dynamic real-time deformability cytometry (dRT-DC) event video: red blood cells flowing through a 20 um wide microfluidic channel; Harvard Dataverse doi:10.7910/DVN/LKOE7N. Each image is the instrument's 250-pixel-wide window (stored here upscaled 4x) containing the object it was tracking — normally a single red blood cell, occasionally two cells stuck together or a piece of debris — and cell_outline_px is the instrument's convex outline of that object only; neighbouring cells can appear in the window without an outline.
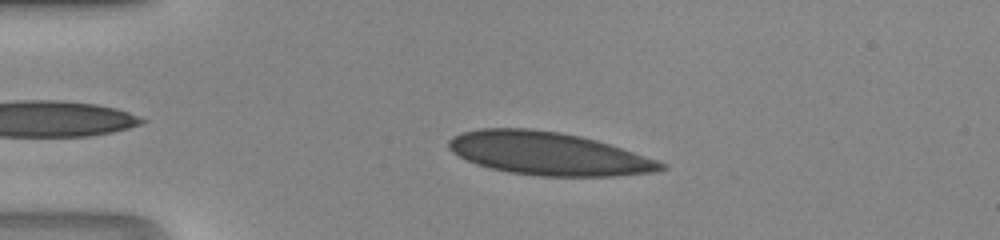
{"species": "human", "species_latin": "Homo sapiens", "temperature_condition": "room temperature", "stored_images_in_passage": 38, "camera_frame_rate_fps": 3000, "um_per_image_px": 0.085, "donor": {"sex": "male"}, "frame": {"image": 1, "passage_image": 7, "time_ms": 2.0, "image_size_px": [1000, 240], "cell_outline_px": [[668, 168], [656, 172], [616, 176], [540, 176], [508, 172], [476, 164], [452, 152], [448, 148], [448, 140], [452, 136], [460, 132], [480, 128], [532, 128], [560, 132], [580, 136], [596, 140], [668, 164]], "centroid_in_image_um": [46.58, 13.05], "position_along_channel_um": 38.4, "area_um2": 53.18}}
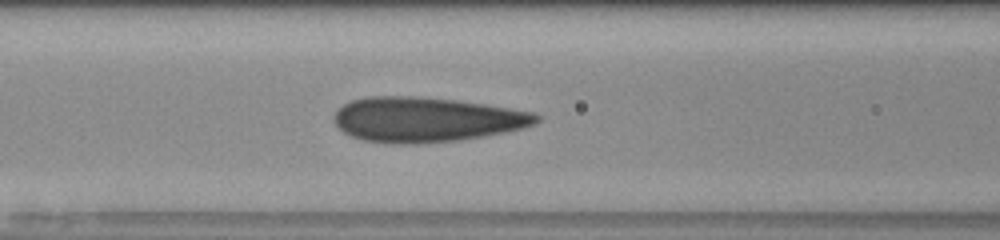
{"frame": {"image": 2, "passage_image": 16, "time_ms": 5.0, "image_size_px": [1000, 240], "cell_outline_px": [[544, 116], [536, 124], [524, 128], [484, 136], [460, 140], [416, 144], [396, 144], [364, 140], [352, 136], [344, 132], [332, 120], [332, 116], [344, 104], [352, 100], [364, 96], [412, 96], [456, 100], [484, 104], [536, 112]], "centroid_in_image_um": [36.27, 10.16], "position_along_channel_um": 130.3, "area_um2": 53.18}}
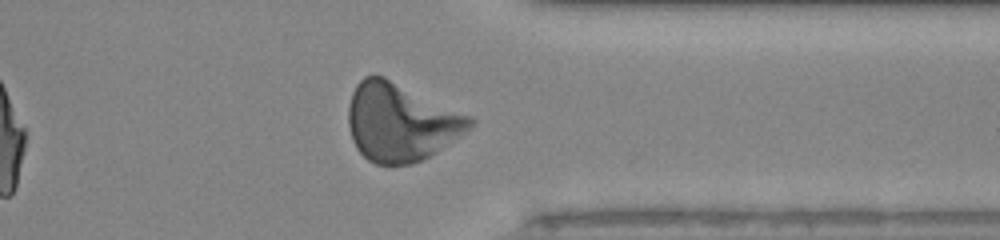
{"frame": {"image": 3, "passage_image": 33, "time_ms": 10.667, "image_size_px": [1000, 240], "cell_outline_px": [[476, 124], [460, 136], [436, 152], [412, 164], [376, 164], [368, 160], [356, 148], [352, 140], [348, 124], [348, 108], [352, 92], [356, 84], [364, 76], [384, 76], [472, 116], [476, 120]], "centroid_in_image_um": [34.07, 10.38], "position_along_channel_um": 377.3, "area_um2": 55.26}}